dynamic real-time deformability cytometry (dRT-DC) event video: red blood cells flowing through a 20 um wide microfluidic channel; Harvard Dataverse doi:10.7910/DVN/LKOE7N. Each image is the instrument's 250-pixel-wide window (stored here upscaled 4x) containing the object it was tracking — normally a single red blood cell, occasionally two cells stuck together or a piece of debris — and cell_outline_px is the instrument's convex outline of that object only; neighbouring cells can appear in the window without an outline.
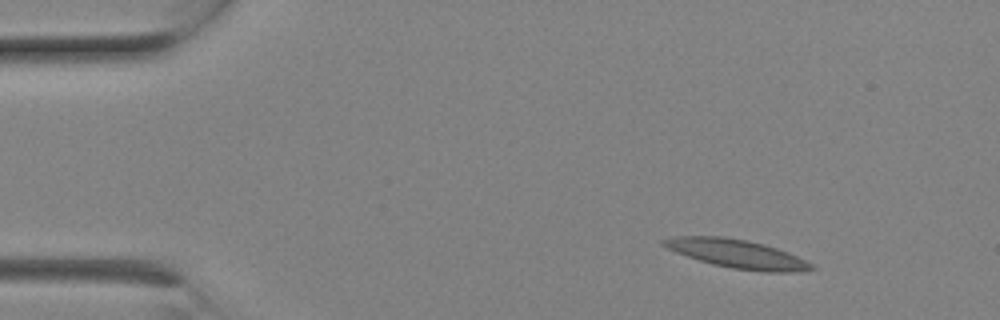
{"species": "Egyptian fruit bat (a non-hibernating species)", "species_latin": "Rousettus aegyptiacus", "temperature_condition": "room temperature", "stored_images_in_passage": 6, "camera_frame_rate_fps": 3000, "um_per_image_px": 0.085, "animal": {"sex": "female"}, "frame": {"image": 1, "passage_image": 1, "time_ms": 0.0, "image_size_px": [1000, 320], "cell_outline_px": [[816, 268], [796, 272], [764, 272], [732, 268], [712, 264], [676, 252], [660, 244], [660, 240], [676, 236], [724, 236], [748, 240], [764, 244], [788, 252], [812, 264]], "centroid_in_image_um": [62.63, 21.56], "position_along_channel_um": 22.4, "area_um2": 24.51}}
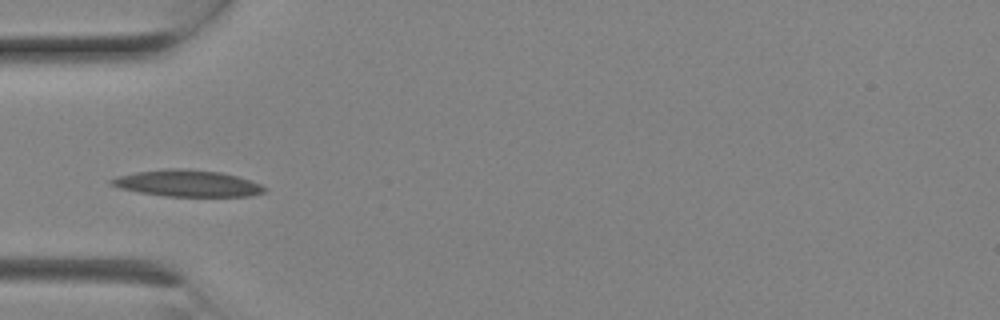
{"frame": {"image": 2, "passage_image": 5, "time_ms": 1.333, "image_size_px": [1000, 320], "cell_outline_px": [[268, 188], [264, 192], [252, 196], [168, 196], [140, 192], [120, 188], [108, 184], [108, 180], [116, 176], [136, 172], [164, 168], [184, 168], [220, 172], [252, 180]], "centroid_in_image_um": [15.92, 15.57], "position_along_channel_um": 69.1, "area_um2": 23.81}}
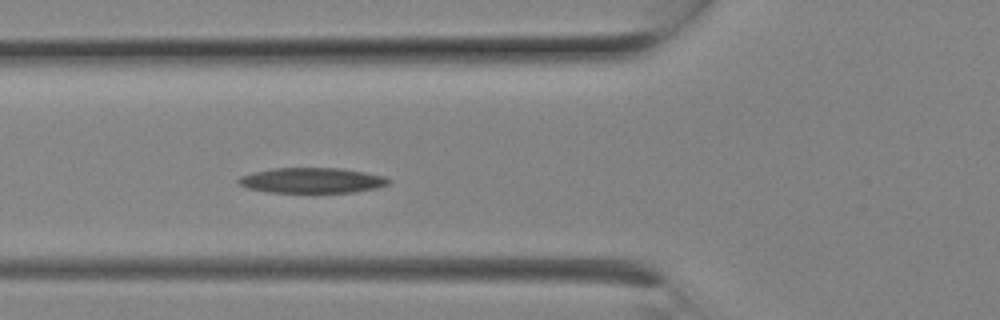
{"frame": {"image": 3, "passage_image": 6, "time_ms": 1.667, "image_size_px": [1000, 320], "cell_outline_px": [[392, 180], [388, 184], [376, 188], [352, 192], [268, 192], [248, 188], [236, 184], [236, 180], [240, 176], [252, 172], [272, 168], [340, 168], [364, 172], [384, 176]], "centroid_in_image_um": [26.47, 15.33], "position_along_channel_um": 99.3, "area_um2": 22.2}}